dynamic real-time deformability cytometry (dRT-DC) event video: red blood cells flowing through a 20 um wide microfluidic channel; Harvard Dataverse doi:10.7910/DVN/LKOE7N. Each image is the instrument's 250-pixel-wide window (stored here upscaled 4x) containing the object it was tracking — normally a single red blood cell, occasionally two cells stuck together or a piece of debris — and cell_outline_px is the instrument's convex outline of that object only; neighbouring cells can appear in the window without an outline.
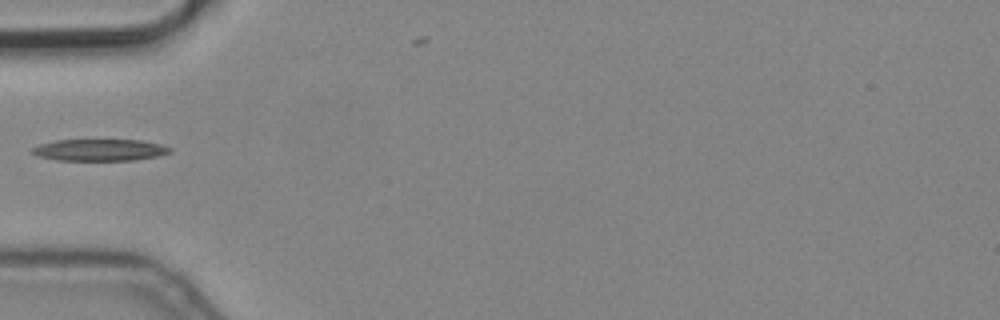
{"species": "common noctule bat (a hibernating species)", "species_latin": "Nyctalus noctula", "temperature_condition": "cold", "stored_images_in_passage": 5, "camera_frame_rate_fps": 3000, "um_per_image_px": 0.085, "animal": {"sex": "male", "body_mass_g": 19.2, "forearm_length_mm": 51.8}, "frame": {"image": 1, "passage_image": 5, "time_ms": 1.333, "image_size_px": [1000, 320], "cell_outline_px": [[172, 152], [160, 156], [136, 160], [56, 160], [36, 156], [32, 152], [32, 148], [40, 144], [56, 140], [140, 140], [160, 144], [172, 148]], "centroid_in_image_um": [8.5, 12.75], "position_along_channel_um": 76.5, "area_um2": 17.51}}